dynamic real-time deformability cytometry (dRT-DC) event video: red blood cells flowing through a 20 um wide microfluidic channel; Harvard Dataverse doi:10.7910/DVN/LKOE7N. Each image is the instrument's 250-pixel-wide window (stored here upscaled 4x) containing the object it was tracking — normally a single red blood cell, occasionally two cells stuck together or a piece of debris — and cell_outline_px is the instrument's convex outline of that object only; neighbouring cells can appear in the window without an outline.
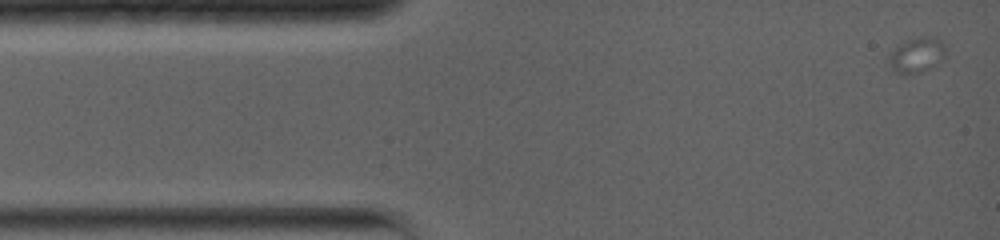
{"species": "common noctule bat (a hibernating species)", "species_latin": "Nyctalus noctula", "temperature_condition": "warm", "stored_images_in_passage": 18, "camera_frame_rate_fps": 5000, "um_per_image_px": 0.085, "animal": {"sex": "female", "body_mass_g": 19.0, "forearm_length_mm": 56.7}, "frame": {"image": 1, "passage_image": 1, "time_ms": 0.0, "image_size_px": [1000, 240], "cell_outline_px": [[944, 56], [936, 64], [920, 72], [904, 76], [892, 72], [888, 60], [888, 52], [904, 40], [924, 36], [932, 36], [940, 40], [944, 44]], "centroid_in_image_um": [77.83, 4.69], "position_along_channel_um": 7.2, "area_um2": 11.91}}